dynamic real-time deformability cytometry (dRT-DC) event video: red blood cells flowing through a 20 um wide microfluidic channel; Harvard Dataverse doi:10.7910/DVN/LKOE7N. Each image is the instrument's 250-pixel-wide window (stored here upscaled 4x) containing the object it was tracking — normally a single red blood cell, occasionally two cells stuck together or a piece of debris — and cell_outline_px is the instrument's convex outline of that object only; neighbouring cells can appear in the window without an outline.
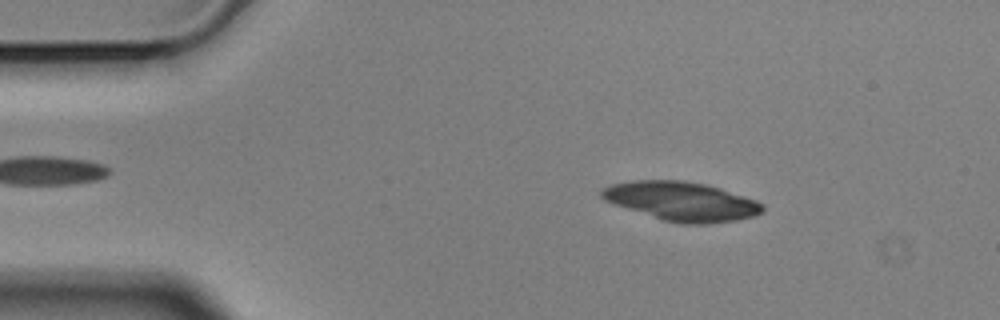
{"species": "Egyptian fruit bat (a non-hibernating species)", "species_latin": "Rousettus aegyptiacus", "temperature_condition": "cold", "stored_images_in_passage": 14, "camera_frame_rate_fps": 3000, "um_per_image_px": 0.085, "animal": {"sex": "male"}, "frame": {"image": 1, "passage_image": 8, "time_ms": 2.333, "image_size_px": [1000, 320], "cell_outline_px": [[764, 212], [756, 216], [736, 220], [708, 224], [680, 224], [664, 220], [604, 200], [600, 196], [600, 192], [604, 188], [612, 184], [636, 180], [684, 180], [704, 184], [720, 188], [756, 200], [764, 204]], "centroid_in_image_um": [57.99, 17.11], "position_along_channel_um": 27.0, "area_um2": 36.36}}